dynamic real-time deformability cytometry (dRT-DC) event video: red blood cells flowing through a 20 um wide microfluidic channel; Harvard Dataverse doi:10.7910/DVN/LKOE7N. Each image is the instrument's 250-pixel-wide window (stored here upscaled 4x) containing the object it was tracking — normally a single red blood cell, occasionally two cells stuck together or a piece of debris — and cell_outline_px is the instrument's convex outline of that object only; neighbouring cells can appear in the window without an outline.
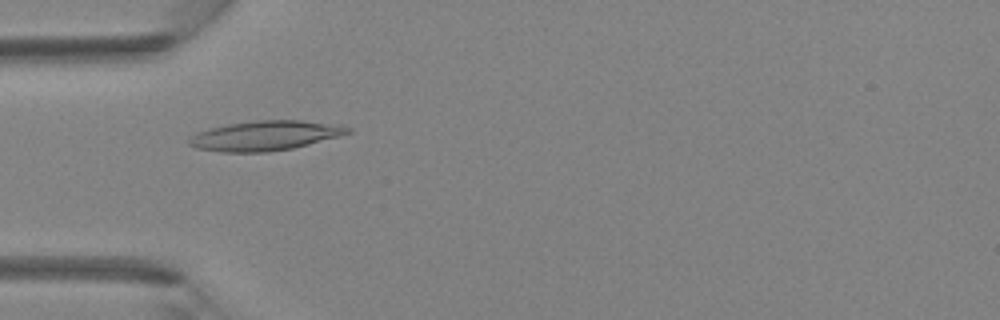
{"species": "Egyptian fruit bat (a non-hibernating species)", "species_latin": "Rousettus aegyptiacus", "temperature_condition": "room temperature", "stored_images_in_passage": 32, "camera_frame_rate_fps": 3000, "um_per_image_px": 0.085, "animal": {"sex": "female"}, "frame": {"image": 1, "passage_image": 2, "time_ms": 0.333, "image_size_px": [1000, 320], "cell_outline_px": [[352, 132], [340, 136], [292, 148], [268, 152], [224, 152], [196, 148], [188, 144], [188, 140], [196, 132], [228, 124], [256, 120], [300, 120], [340, 124], [352, 128]], "centroid_in_image_um": [22.58, 11.52], "position_along_channel_um": 62.4, "area_um2": 27.51}}
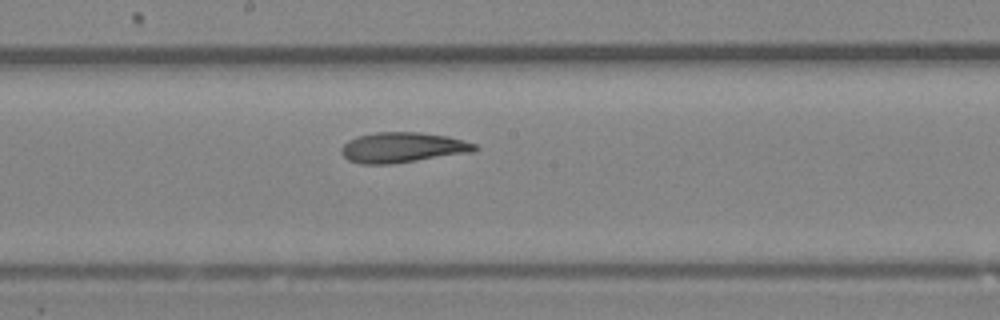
{"frame": {"image": 2, "passage_image": 12, "time_ms": 3.667, "image_size_px": [1000, 320], "cell_outline_px": [[480, 148], [472, 152], [388, 164], [360, 164], [348, 160], [340, 152], [340, 148], [348, 140], [356, 136], [376, 132], [420, 132], [448, 136], [476, 144]], "centroid_in_image_um": [34.19, 12.53], "position_along_channel_um": 214.0, "area_um2": 23.52}}
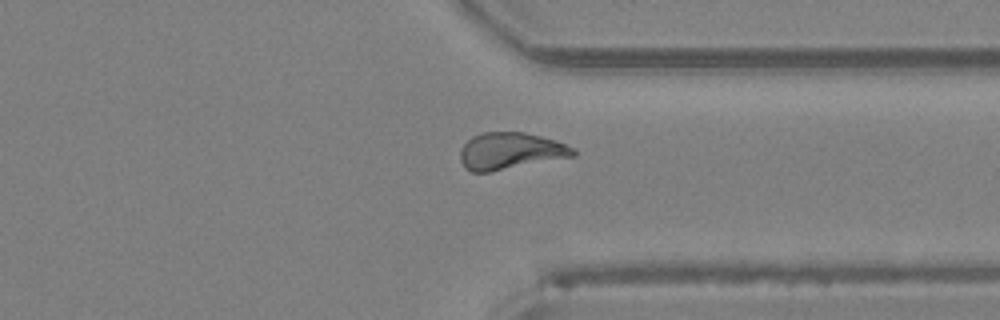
{"frame": {"image": 3, "passage_image": 22, "time_ms": 7.0, "image_size_px": [1000, 320], "cell_outline_px": [[576, 156], [488, 172], [472, 172], [464, 168], [460, 160], [460, 152], [464, 144], [472, 136], [480, 132], [524, 132], [556, 140], [572, 148], [576, 152]], "centroid_in_image_um": [43.36, 12.83], "position_along_channel_um": 368.0, "area_um2": 24.22}}